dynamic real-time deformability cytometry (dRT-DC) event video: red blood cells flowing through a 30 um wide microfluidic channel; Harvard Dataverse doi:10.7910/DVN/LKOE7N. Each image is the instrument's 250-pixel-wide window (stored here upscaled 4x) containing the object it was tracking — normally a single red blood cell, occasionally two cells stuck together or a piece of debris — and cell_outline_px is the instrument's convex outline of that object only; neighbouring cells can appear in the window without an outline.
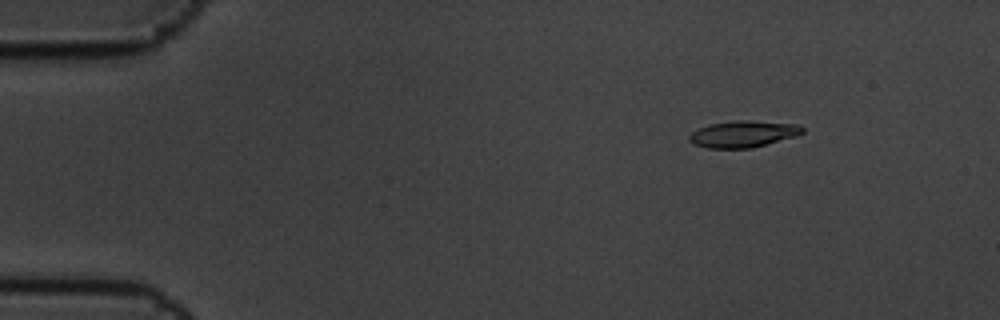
{"species": "common noctule bat (a hibernating species)", "species_latin": "Nyctalus noctula", "temperature_condition": "cold", "stored_images_in_passage": 5, "camera_frame_rate_fps": 3000, "um_per_image_px": 0.085, "animal": {"sex": "male", "body_mass_g": 19.5, "forearm_length_mm": 54.6}, "frame": {"image": 1, "passage_image": 3, "time_ms": 0.667, "image_size_px": [1000, 320], "cell_outline_px": [[804, 132], [796, 136], [752, 148], [708, 148], [696, 144], [688, 140], [688, 136], [692, 132], [700, 128], [712, 124], [736, 120], [748, 120], [800, 124], [804, 128]], "centroid_in_image_um": [63.22, 11.38], "position_along_channel_um": 21.8, "area_um2": 17.46}}
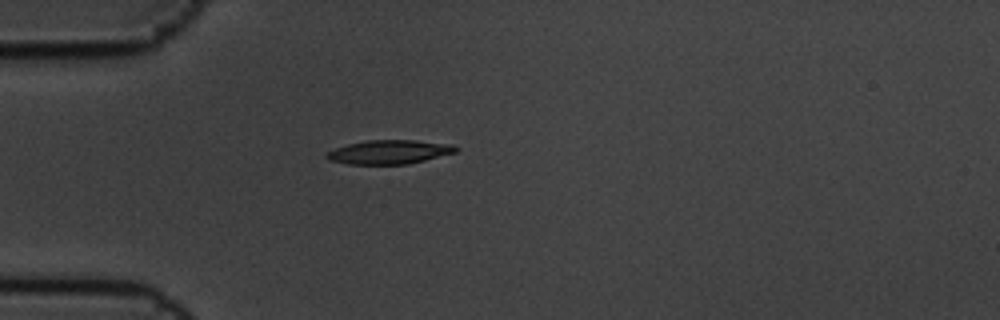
{"frame": {"image": 2, "passage_image": 5, "time_ms": 1.333, "image_size_px": [1000, 320], "cell_outline_px": [[460, 148], [456, 152], [408, 164], [348, 164], [328, 160], [324, 156], [328, 152], [336, 148], [348, 144], [368, 140], [416, 140], [452, 144]], "centroid_in_image_um": [33.1, 12.92], "position_along_channel_um": 51.9, "area_um2": 17.98}}